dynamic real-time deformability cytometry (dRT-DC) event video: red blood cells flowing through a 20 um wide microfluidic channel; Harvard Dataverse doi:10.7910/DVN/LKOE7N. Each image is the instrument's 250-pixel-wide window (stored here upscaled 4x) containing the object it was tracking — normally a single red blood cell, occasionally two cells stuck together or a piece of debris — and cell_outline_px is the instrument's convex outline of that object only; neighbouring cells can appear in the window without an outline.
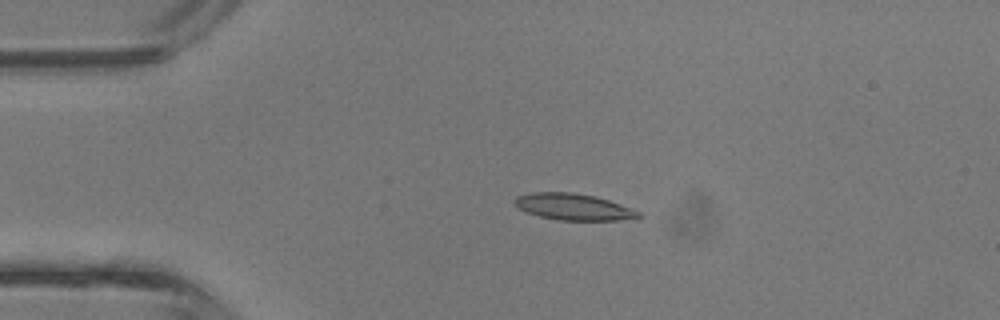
{"species": "common noctule bat (a hibernating species)", "species_latin": "Nyctalus noctula", "temperature_condition": "room temperature", "stored_images_in_passage": 2, "camera_frame_rate_fps": 3000, "um_per_image_px": 0.085, "animal": {"sex": "male", "body_mass_g": 13.3}, "frame": {"image": 1, "passage_image": 2, "time_ms": 0.333, "image_size_px": [1000, 320], "cell_outline_px": [[644, 216], [636, 220], [556, 220], [540, 216], [516, 208], [512, 204], [512, 200], [516, 196], [532, 192], [572, 192], [596, 196], [632, 208], [640, 212]], "centroid_in_image_um": [48.76, 17.59], "position_along_channel_um": 36.2, "area_um2": 19.54}}